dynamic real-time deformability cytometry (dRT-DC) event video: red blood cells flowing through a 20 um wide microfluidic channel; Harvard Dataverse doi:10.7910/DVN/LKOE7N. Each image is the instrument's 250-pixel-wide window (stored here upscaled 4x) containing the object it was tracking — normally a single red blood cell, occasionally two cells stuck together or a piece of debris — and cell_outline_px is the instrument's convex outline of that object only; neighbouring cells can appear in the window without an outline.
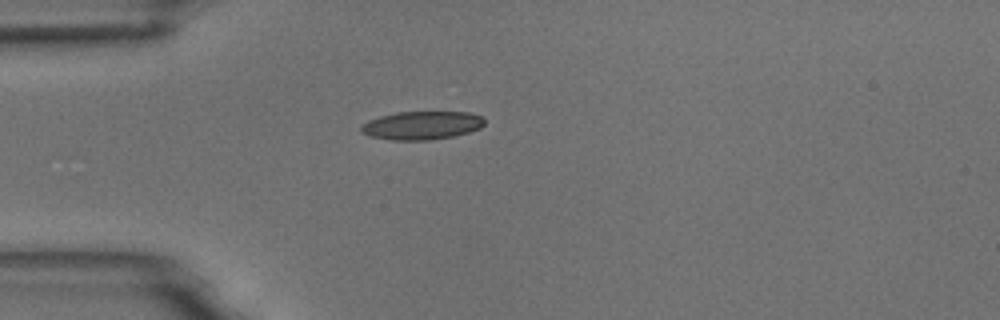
{"species": "common noctule bat (a hibernating species)", "species_latin": "Nyctalus noctula", "temperature_condition": "room temperature", "stored_images_in_passage": 1, "camera_frame_rate_fps": 3000, "um_per_image_px": 0.085, "animal": {"sex": "male", "body_mass_g": 18.8}, "frame": {"image": 1, "passage_image": 1, "time_ms": 0.0, "image_size_px": [1000, 320], "cell_outline_px": [[484, 124], [480, 128], [468, 132], [452, 136], [428, 140], [392, 140], [372, 136], [360, 132], [360, 128], [368, 120], [380, 116], [396, 112], [468, 112], [484, 116]], "centroid_in_image_um": [35.87, 10.65], "position_along_channel_um": 49.1, "area_um2": 20.29}}